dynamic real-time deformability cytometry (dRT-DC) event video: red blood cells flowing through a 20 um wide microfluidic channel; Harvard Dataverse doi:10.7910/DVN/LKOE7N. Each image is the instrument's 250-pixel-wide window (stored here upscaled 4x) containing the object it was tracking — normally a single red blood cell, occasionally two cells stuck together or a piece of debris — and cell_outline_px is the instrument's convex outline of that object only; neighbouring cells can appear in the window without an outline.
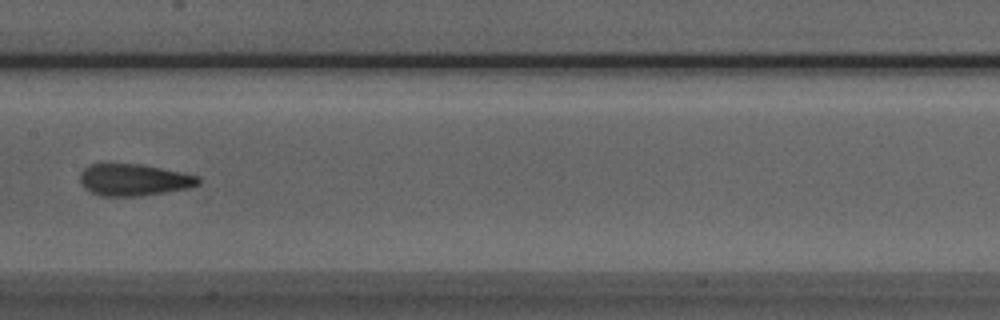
{"species": "Egyptian fruit bat (a non-hibernating species)", "species_latin": "Rousettus aegyptiacus", "temperature_condition": "room temperature", "stored_images_in_passage": 8, "camera_frame_rate_fps": 3000, "um_per_image_px": 0.085, "animal": {"sex": "male"}, "frame": {"image": 1, "passage_image": 8, "time_ms": 2.333, "image_size_px": [1000, 320], "cell_outline_px": [[200, 184], [188, 188], [140, 196], [100, 196], [84, 188], [80, 180], [80, 172], [88, 164], [140, 164], [184, 172], [200, 176]], "centroid_in_image_um": [11.39, 15.28], "position_along_channel_um": 196.0, "area_um2": 22.02}}